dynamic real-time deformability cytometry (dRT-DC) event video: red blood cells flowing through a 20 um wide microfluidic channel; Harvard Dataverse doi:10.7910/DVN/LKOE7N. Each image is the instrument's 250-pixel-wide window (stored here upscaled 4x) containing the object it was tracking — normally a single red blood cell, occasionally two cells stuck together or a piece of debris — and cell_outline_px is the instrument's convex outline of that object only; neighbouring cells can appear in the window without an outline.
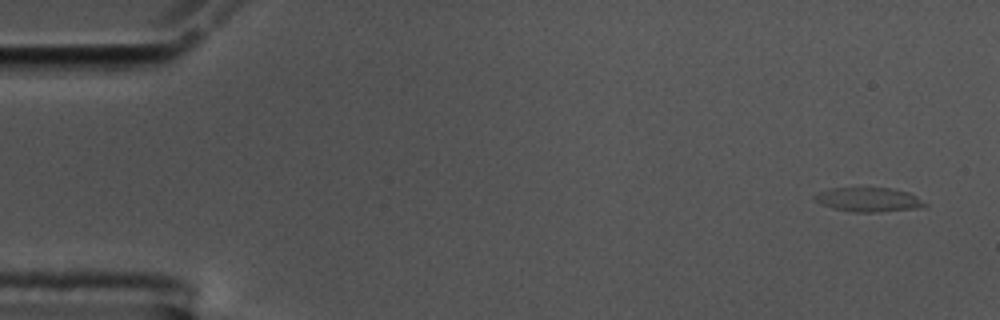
{"species": "common noctule bat (a hibernating species)", "species_latin": "Nyctalus noctula", "temperature_condition": "cold", "stored_images_in_passage": 54, "segment_of_instrument_passage": [1, 2], "camera_frame_rate_fps": 3000, "um_per_image_px": 0.085, "animal": {"sex": "male", "body_mass_g": 17.5, "forearm_length_mm": 52.3}, "frame": {"image": 1, "passage_image": 1, "time_ms": 0.0, "image_size_px": [1000, 320], "cell_outline_px": [[928, 204], [916, 208], [876, 212], [852, 212], [832, 208], [820, 204], [812, 196], [820, 192], [832, 188], [892, 188], [908, 192], [916, 196]], "centroid_in_image_um": [73.8, 16.97], "position_along_channel_um": 11.2, "area_um2": 15.37}}
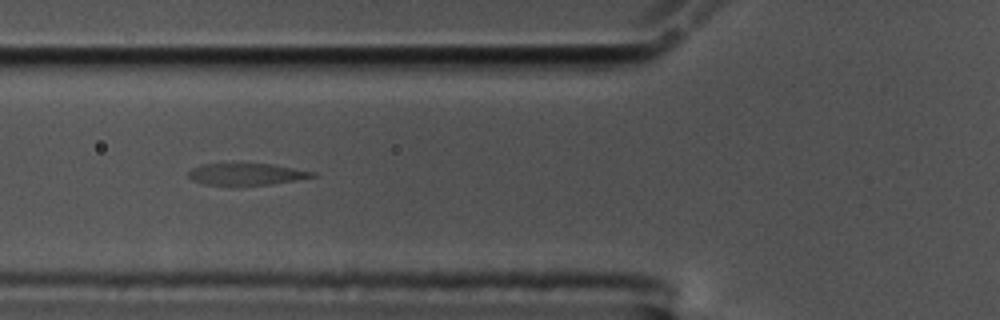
{"frame": {"image": 2, "passage_image": 19, "time_ms": 6.0, "image_size_px": [1000, 320], "cell_outline_px": [[316, 176], [272, 184], [204, 184], [192, 180], [188, 176], [188, 172], [192, 168], [200, 164], [272, 164], [316, 172]], "centroid_in_image_um": [20.93, 14.79], "position_along_channel_um": 104.9, "area_um2": 15.32}}
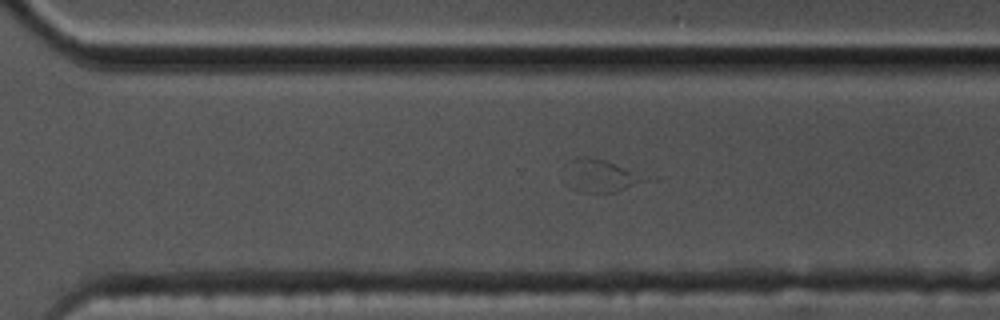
{"frame": {"image": 3, "passage_image": 37, "time_ms": 12.0, "image_size_px": [1000, 320], "cell_outline_px": [[636, 180], [632, 184], [616, 192], [576, 192], [572, 188], [564, 164], [568, 160], [576, 156], [588, 156], [604, 160], [628, 172]], "centroid_in_image_um": [50.69, 14.91], "position_along_channel_um": 319.9, "area_um2": 13.58}}